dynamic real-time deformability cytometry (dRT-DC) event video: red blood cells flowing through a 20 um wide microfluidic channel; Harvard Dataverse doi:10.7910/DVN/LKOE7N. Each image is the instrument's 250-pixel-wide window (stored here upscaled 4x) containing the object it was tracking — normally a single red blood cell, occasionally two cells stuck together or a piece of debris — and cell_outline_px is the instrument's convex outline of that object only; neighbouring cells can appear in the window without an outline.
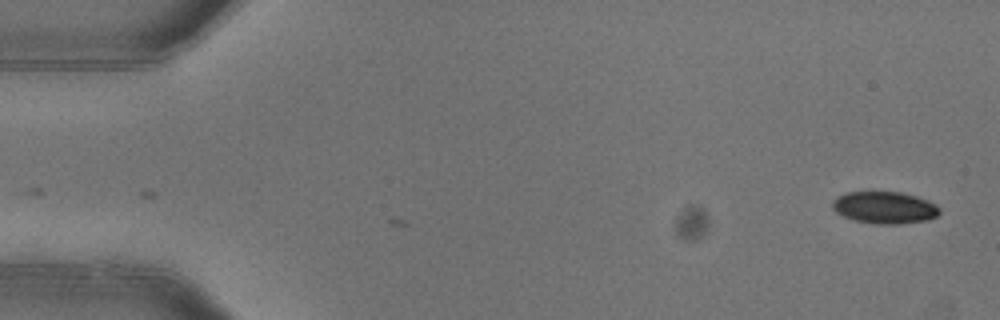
{"species": "common noctule bat (a hibernating species)", "species_latin": "Nyctalus noctula", "temperature_condition": "warm", "stored_images_in_passage": 2, "camera_frame_rate_fps": 3000, "um_per_image_px": 0.085, "animal": {"sex": "female"}, "frame": {"image": 1, "passage_image": 2, "time_ms": 0.333, "image_size_px": [1000, 320], "cell_outline_px": [[940, 212], [936, 216], [924, 220], [900, 224], [876, 224], [856, 220], [844, 216], [836, 212], [832, 208], [832, 200], [844, 192], [900, 192], [916, 196], [928, 200], [936, 204], [940, 208]], "centroid_in_image_um": [75.18, 17.63], "position_along_channel_um": 9.8, "area_um2": 19.94}}